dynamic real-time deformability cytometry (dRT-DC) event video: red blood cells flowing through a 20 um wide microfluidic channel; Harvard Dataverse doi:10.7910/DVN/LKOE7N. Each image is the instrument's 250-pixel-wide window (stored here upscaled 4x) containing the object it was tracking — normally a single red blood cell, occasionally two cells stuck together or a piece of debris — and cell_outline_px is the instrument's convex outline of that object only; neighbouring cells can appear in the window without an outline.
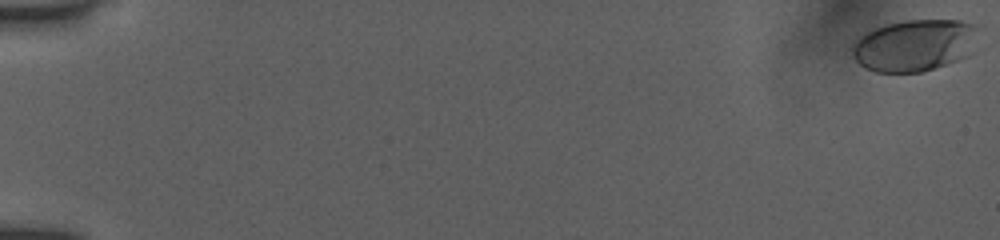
{"species": "human", "species_latin": "Homo sapiens", "temperature_condition": "room temperature", "stored_images_in_passage": 53, "camera_frame_rate_fps": 3000, "um_per_image_px": 0.085, "donor": {"sex": "female"}, "frame": {"image": 1, "passage_image": 1, "time_ms": 0.0, "image_size_px": [1000, 240], "cell_outline_px": [[980, 28], [968, 56], [920, 72], [876, 72], [864, 68], [852, 56], [852, 44], [860, 36], [876, 28], [888, 24], [904, 20], [960, 20], [980, 24]], "centroid_in_image_um": [77.75, 3.83], "position_along_channel_um": 7.3, "area_um2": 38.09}}
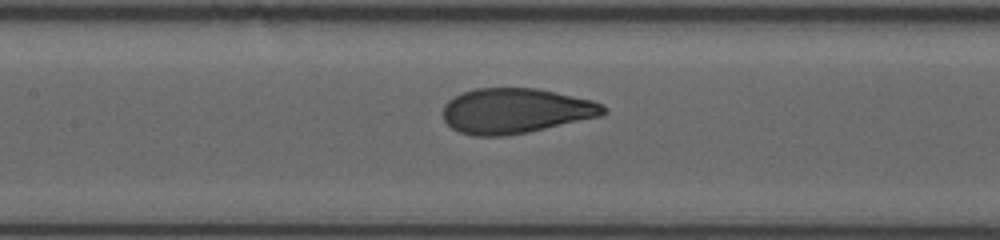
{"frame": {"image": 2, "passage_image": 28, "time_ms": 9.0, "image_size_px": [1000, 240], "cell_outline_px": [[608, 112], [600, 116], [528, 132], [504, 136], [472, 136], [460, 132], [452, 128], [444, 120], [444, 104], [448, 100], [464, 92], [476, 88], [536, 88], [556, 92], [592, 100], [608, 108]], "centroid_in_image_um": [43.83, 9.42], "position_along_channel_um": 163.6, "area_um2": 42.08}}
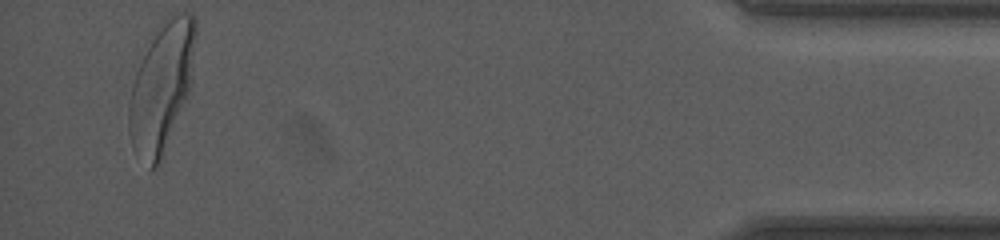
{"frame": {"image": 3, "passage_image": 53, "time_ms": 17.333, "image_size_px": [1000, 240], "cell_outline_px": [[196, 36], [192, 80], [188, 96], [160, 164], [156, 168], [152, 168], [132, 144], [128, 132], [128, 104], [132, 84], [136, 72], [152, 32], [164, 20], [176, 12], [192, 12], [196, 16]], "centroid_in_image_um": [13.77, 7.31], "position_along_channel_um": 421.4, "area_um2": 50.29}, "authors_computed_cell_mechanics": {"area_um2": 42.1362, "velocity_mm_per_s": 3.8998, "shape_relaxation_time_tau1_ms": 4.2504, "shape_relaxation_time_tau2_ms": null, "deformation_change_tau1": 0.2019, "deformation_change_tau2": null}}